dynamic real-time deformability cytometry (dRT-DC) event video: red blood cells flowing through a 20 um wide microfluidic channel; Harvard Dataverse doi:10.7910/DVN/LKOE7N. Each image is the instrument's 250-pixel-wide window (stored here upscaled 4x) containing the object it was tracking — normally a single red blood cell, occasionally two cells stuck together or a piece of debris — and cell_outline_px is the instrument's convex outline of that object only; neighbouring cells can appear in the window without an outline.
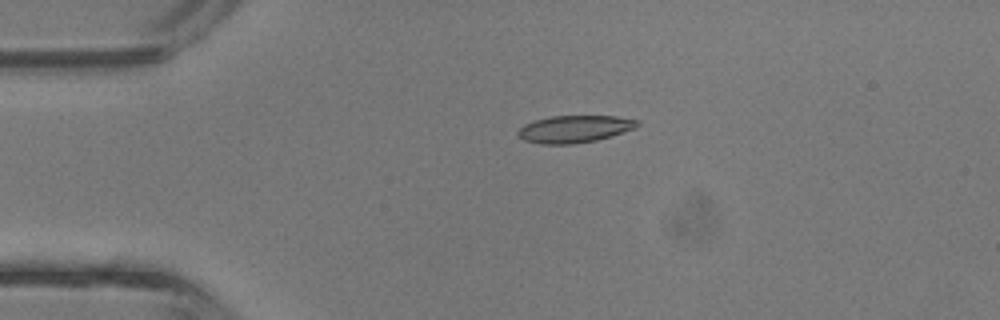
{"species": "common noctule bat (a hibernating species)", "species_latin": "Nyctalus noctula", "temperature_condition": "room temperature", "stored_images_in_passage": 3, "camera_frame_rate_fps": 3000, "um_per_image_px": 0.085, "animal": {"sex": "male", "body_mass_g": 13.3}, "frame": {"image": 1, "passage_image": 2, "time_ms": 0.333, "image_size_px": [1000, 320], "cell_outline_px": [[640, 124], [636, 128], [596, 140], [572, 144], [544, 144], [524, 140], [516, 136], [516, 132], [524, 124], [536, 120], [552, 116], [616, 116], [640, 120]], "centroid_in_image_um": [48.83, 10.96], "position_along_channel_um": 36.2, "area_um2": 18.9}}